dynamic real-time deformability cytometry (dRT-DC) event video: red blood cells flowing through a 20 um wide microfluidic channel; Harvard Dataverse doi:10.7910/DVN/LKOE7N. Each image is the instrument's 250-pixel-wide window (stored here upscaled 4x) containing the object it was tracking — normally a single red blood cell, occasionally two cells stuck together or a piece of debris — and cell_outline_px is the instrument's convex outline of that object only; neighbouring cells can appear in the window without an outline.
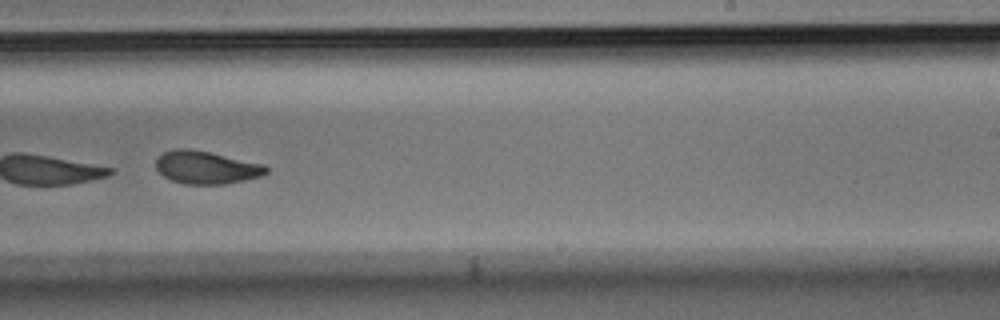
{"species": "Egyptian fruit bat (a non-hibernating species)", "species_latin": "Rousettus aegyptiacus", "temperature_condition": "room temperature", "stored_images_in_passage": 9, "camera_frame_rate_fps": 3000, "um_per_image_px": 0.085, "animal": {"sex": "male"}, "frame": {"image": 1, "passage_image": 8, "time_ms": 2.333, "image_size_px": [1000, 320], "cell_outline_px": [[268, 172], [260, 176], [244, 180], [224, 184], [184, 184], [172, 180], [164, 176], [156, 168], [156, 156], [172, 148], [188, 148], [208, 152], [264, 164], [268, 168]], "centroid_in_image_um": [17.5, 14.22], "position_along_channel_um": 271.5, "area_um2": 21.04}}